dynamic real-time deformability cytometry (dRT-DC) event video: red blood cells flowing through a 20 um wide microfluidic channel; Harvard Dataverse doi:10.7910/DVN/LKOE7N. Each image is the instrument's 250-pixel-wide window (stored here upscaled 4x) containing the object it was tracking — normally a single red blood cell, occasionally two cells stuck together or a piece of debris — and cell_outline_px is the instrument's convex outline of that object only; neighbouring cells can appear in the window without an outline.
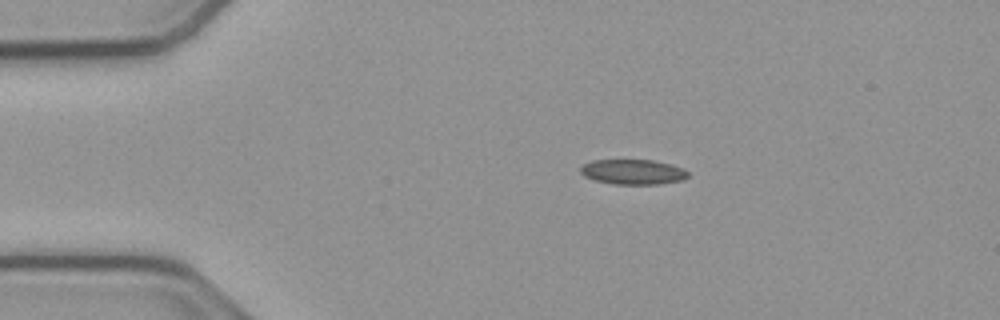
{"species": "common noctule bat (a hibernating species)", "species_latin": "Nyctalus noctula", "temperature_condition": "cold", "stored_images_in_passage": 44, "camera_frame_rate_fps": 3000, "um_per_image_px": 0.085, "animal": {"sex": "male", "body_mass_g": 23.1, "forearm_length_mm": 52.7}, "frame": {"image": 1, "passage_image": 1, "time_ms": 0.0, "image_size_px": [1000, 320], "cell_outline_px": [[688, 176], [684, 180], [656, 184], [612, 184], [596, 180], [584, 176], [580, 172], [580, 168], [584, 164], [592, 160], [652, 160], [672, 164], [684, 168], [688, 172]], "centroid_in_image_um": [53.82, 14.61], "position_along_channel_um": 31.2, "area_um2": 15.72}}
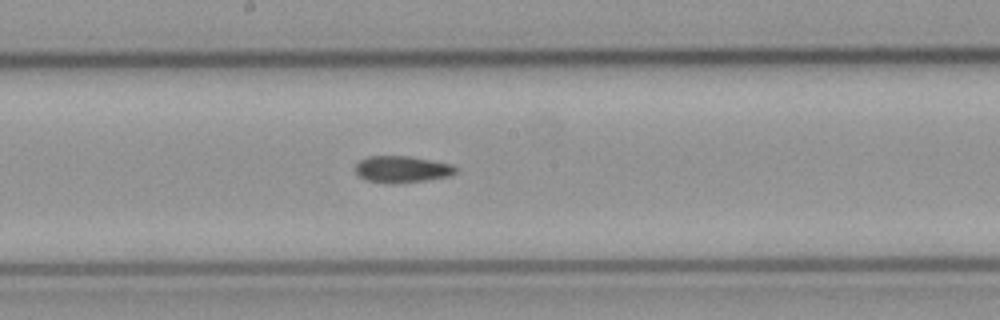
{"frame": {"image": 2, "passage_image": 19, "time_ms": 6.0, "image_size_px": [1000, 320], "cell_outline_px": [[460, 168], [452, 176], [424, 180], [392, 184], [388, 184], [364, 180], [352, 168], [360, 160], [368, 156], [408, 156], [452, 164]], "centroid_in_image_um": [34.16, 14.39], "position_along_channel_um": 214.0, "area_um2": 15.84}}
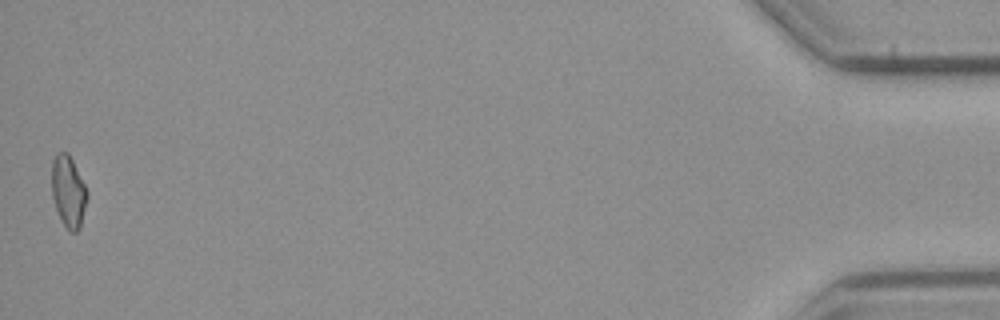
{"frame": {"image": 3, "passage_image": 44, "time_ms": 14.333, "image_size_px": [1000, 320], "cell_outline_px": [[88, 196], [80, 228], [76, 232], [68, 232], [56, 208], [52, 196], [52, 160], [56, 152], [68, 152], [88, 192]], "centroid_in_image_um": [5.81, 16.27], "position_along_channel_um": 429.4, "area_um2": 14.68}}